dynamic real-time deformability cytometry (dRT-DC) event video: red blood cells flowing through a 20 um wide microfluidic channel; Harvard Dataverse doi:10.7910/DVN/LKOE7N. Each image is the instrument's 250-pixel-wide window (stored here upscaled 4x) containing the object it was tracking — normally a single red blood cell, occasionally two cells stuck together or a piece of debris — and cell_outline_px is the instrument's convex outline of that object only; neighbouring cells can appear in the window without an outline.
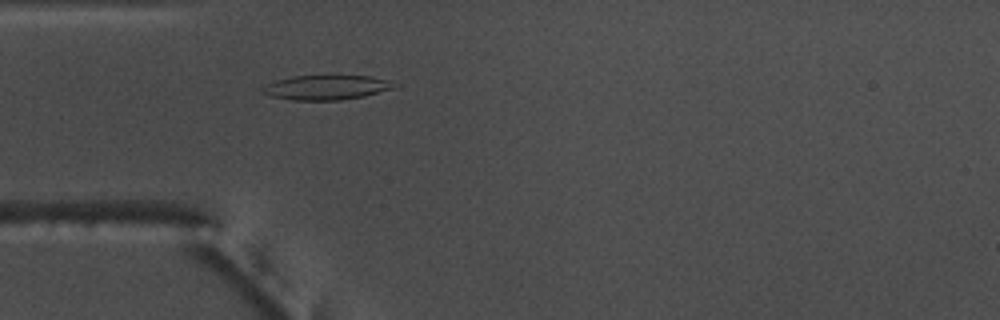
{"species": "common noctule bat (a hibernating species)", "species_latin": "Nyctalus noctula", "temperature_condition": "warm", "stored_images_in_passage": 40, "camera_frame_rate_fps": 3000, "um_per_image_px": 0.085, "animal": {"sex": "male", "body_mass_g": 17.5, "forearm_length_mm": 52.3}, "frame": {"image": 1, "passage_image": 2, "time_ms": 0.333, "image_size_px": [1000, 320], "cell_outline_px": [[400, 84], [396, 88], [364, 96], [340, 100], [292, 100], [268, 96], [260, 92], [260, 88], [264, 84], [276, 80], [292, 76], [372, 76], [388, 80]], "centroid_in_image_um": [27.72, 7.43], "position_along_channel_um": 57.3, "area_um2": 19.19}}
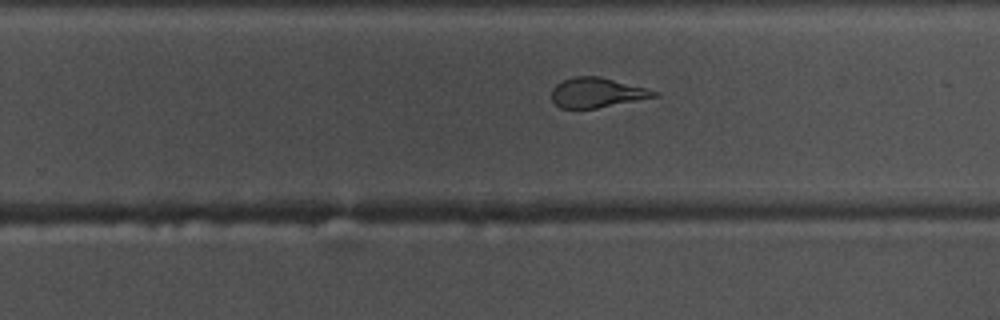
{"frame": {"image": 2, "passage_image": 20, "time_ms": 6.333, "image_size_px": [1000, 320], "cell_outline_px": [[660, 96], [596, 108], [560, 108], [552, 100], [552, 88], [556, 84], [564, 80], [576, 76], [600, 76], [660, 92]], "centroid_in_image_um": [50.75, 7.87], "position_along_channel_um": 279.1, "area_um2": 17.69}}
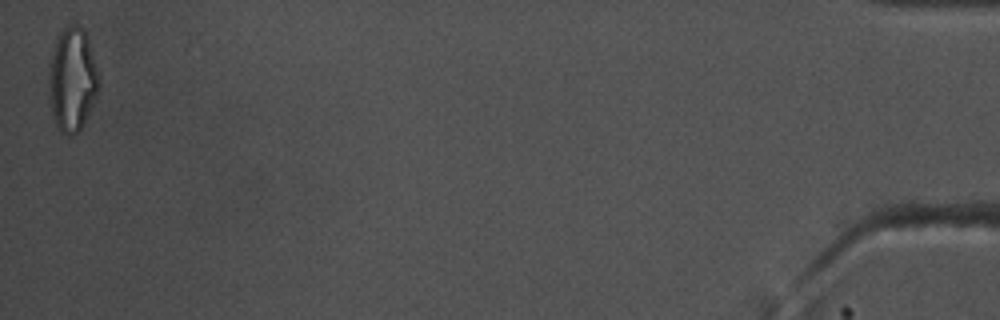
{"frame": {"image": 3, "passage_image": 40, "time_ms": 13.0, "image_size_px": [1000, 320], "cell_outline_px": [[100, 92], [80, 132], [72, 136], [68, 136], [60, 132], [56, 124], [52, 112], [48, 76], [52, 52], [56, 36], [68, 24], [76, 24], [84, 28], [88, 36], [100, 76]], "centroid_in_image_um": [6.19, 6.76], "position_along_channel_um": 429.0, "area_um2": 31.04}, "authors_computed_cell_mechanics": {"area_um2": 18.6983, "velocity_mm_per_s": 3.7521, "shape_relaxation_time_tau1_ms": 6.734, "shape_relaxation_time_tau2_ms": 1.3435, "deformation_change_tau1": 0.2369, "deformation_change_tau2": 0.0894}}